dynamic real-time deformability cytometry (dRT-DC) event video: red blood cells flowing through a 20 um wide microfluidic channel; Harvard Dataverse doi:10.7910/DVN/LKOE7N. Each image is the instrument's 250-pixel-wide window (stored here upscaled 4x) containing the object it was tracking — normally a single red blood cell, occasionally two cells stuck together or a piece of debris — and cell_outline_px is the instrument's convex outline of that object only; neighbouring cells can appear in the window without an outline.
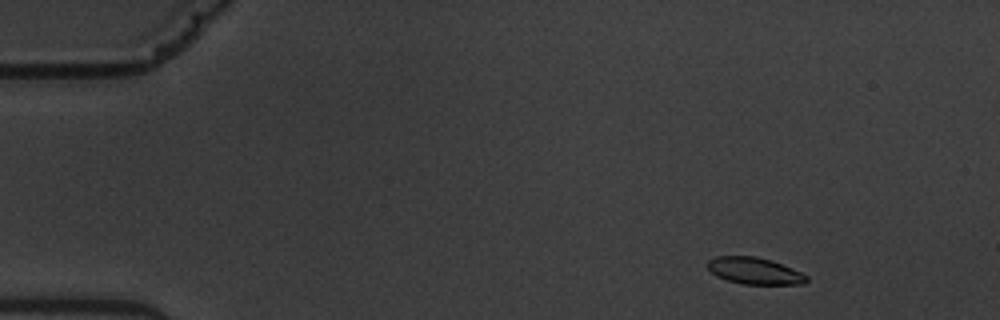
{"species": "common noctule bat (a hibernating species)", "species_latin": "Nyctalus noctula", "temperature_condition": "warm", "stored_images_in_passage": 5, "camera_frame_rate_fps": 3000, "um_per_image_px": 0.085, "animal": {"sex": "male", "body_mass_g": 19.5, "forearm_length_mm": 54.6}, "frame": {"image": 1, "passage_image": 1, "time_ms": 0.0, "image_size_px": [1000, 320], "cell_outline_px": [[808, 280], [804, 284], [740, 284], [716, 276], [708, 268], [708, 260], [716, 256], [756, 256], [792, 268], [808, 276]], "centroid_in_image_um": [64.12, 23.03], "position_along_channel_um": 20.9, "area_um2": 15.26}}
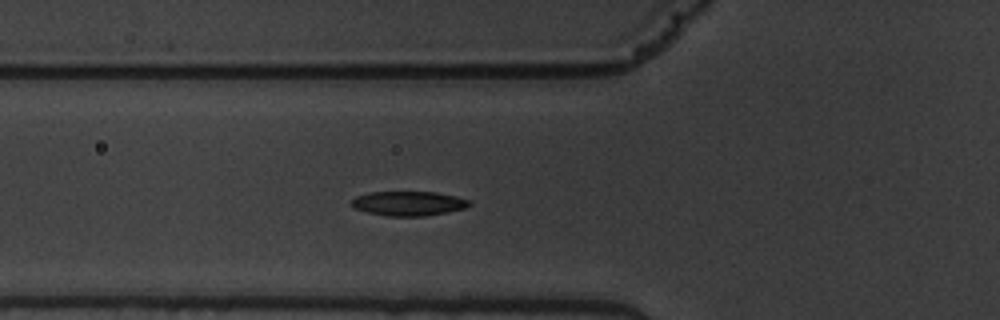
{"frame": {"image": 2, "passage_image": 5, "time_ms": 4.667, "image_size_px": [1000, 320], "cell_outline_px": [[472, 204], [464, 208], [448, 212], [424, 216], [388, 216], [368, 212], [356, 208], [352, 204], [352, 200], [356, 196], [368, 192], [436, 192], [456, 196], [468, 200]], "centroid_in_image_um": [34.74, 17.29], "position_along_channel_um": 91.1, "area_um2": 16.65}}